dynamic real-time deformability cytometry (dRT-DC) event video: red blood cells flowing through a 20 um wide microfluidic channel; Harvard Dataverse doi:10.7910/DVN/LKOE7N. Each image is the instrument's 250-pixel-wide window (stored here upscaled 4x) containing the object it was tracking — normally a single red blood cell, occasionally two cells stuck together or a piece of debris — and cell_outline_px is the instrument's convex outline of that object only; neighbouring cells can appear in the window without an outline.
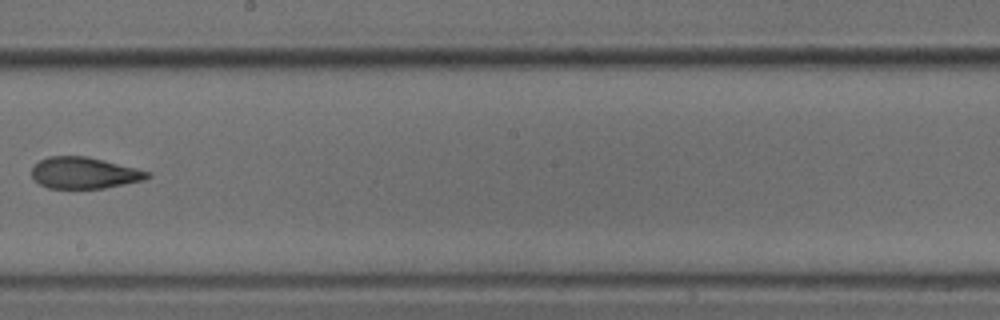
{"species": "common noctule bat (a hibernating species)", "species_latin": "Nyctalus noctula", "temperature_condition": "cold", "stored_images_in_passage": 6, "camera_frame_rate_fps": 3000, "um_per_image_px": 0.085, "animal": {"sex": "male", "body_mass_g": 18.8}, "frame": {"image": 1, "passage_image": 6, "time_ms": 1.667, "image_size_px": [1000, 320], "cell_outline_px": [[152, 176], [144, 180], [104, 188], [48, 188], [40, 184], [32, 176], [32, 168], [40, 160], [48, 156], [88, 156], [152, 172]], "centroid_in_image_um": [7.19, 14.69], "position_along_channel_um": 241.0, "area_um2": 21.15}}